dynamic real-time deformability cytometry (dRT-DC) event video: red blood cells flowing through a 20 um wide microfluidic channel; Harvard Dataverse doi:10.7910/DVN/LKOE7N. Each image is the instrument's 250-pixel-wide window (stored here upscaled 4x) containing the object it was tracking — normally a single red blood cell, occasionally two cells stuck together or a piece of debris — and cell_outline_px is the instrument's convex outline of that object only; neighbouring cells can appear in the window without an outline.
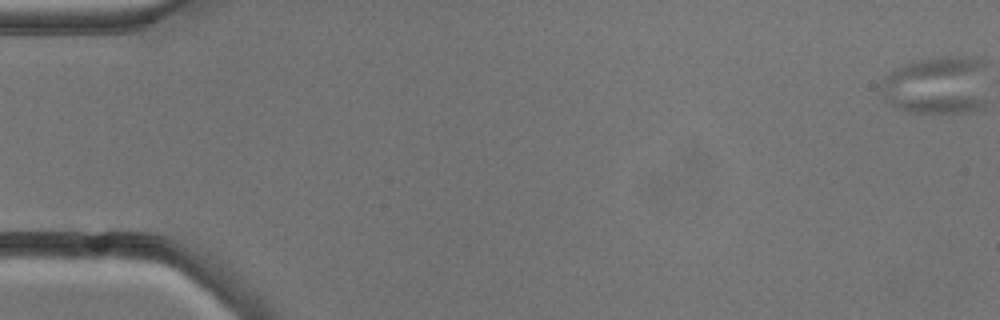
{"species": "common noctule bat (a hibernating species)", "species_latin": "Nyctalus noctula", "temperature_condition": "cold", "stored_images_in_passage": 51, "camera_frame_rate_fps": 3000, "um_per_image_px": 0.085, "animal": {"sex": "male", "body_mass_g": 13.3}, "frame": {"image": 1, "passage_image": 1, "time_ms": 0.0, "image_size_px": [1000, 320], "cell_outline_px": [[984, 108], [960, 112], [912, 112], [900, 108], [892, 104], [884, 96], [884, 76], [908, 64], [924, 60], [948, 56], [980, 60], [984, 104]], "centroid_in_image_um": [79.62, 7.29], "position_along_channel_um": 5.4, "area_um2": 34.22}}
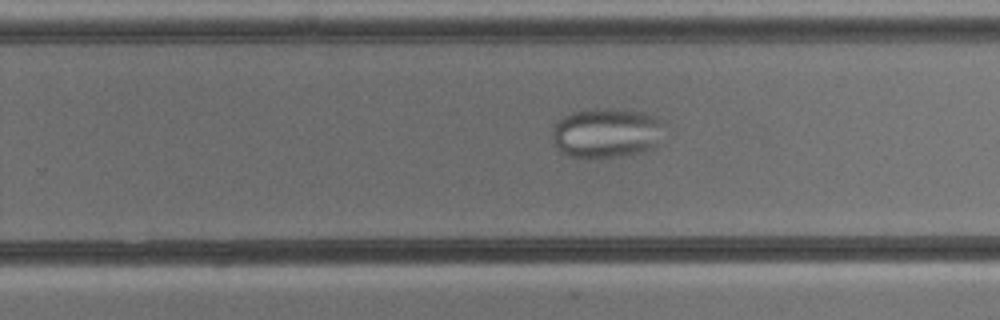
{"frame": {"image": 2, "passage_image": 35, "time_ms": 11.333, "image_size_px": [1000, 320], "cell_outline_px": [[656, 120], [652, 148], [640, 152], [624, 156], [568, 156], [560, 152], [556, 148], [552, 140], [552, 128], [564, 116], [572, 112], [592, 108], [608, 108], [640, 112], [652, 116]], "centroid_in_image_um": [51.33, 11.29], "position_along_channel_um": 278.5, "area_um2": 30.92}}